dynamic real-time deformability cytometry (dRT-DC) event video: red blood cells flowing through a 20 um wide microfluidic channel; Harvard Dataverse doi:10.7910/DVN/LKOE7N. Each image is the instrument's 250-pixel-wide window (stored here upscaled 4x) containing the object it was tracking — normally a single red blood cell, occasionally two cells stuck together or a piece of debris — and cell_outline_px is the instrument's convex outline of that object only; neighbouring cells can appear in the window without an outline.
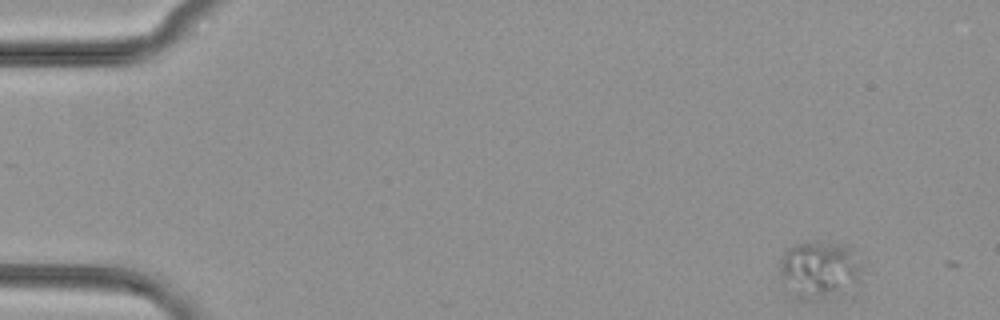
{"species": "common noctule bat (a hibernating species)", "species_latin": "Nyctalus noctula", "temperature_condition": "cold", "stored_images_in_passage": 5, "camera_frame_rate_fps": 3000, "um_per_image_px": 0.085, "animal": {"sex": "female", "body_mass_g": 29.2, "forearm_length_mm": 56.3}, "frame": {"image": 1, "passage_image": 1, "time_ms": 0.0, "image_size_px": [1000, 320], "cell_outline_px": [[864, 284], [856, 296], [840, 300], [808, 304], [784, 300], [780, 272], [780, 260], [784, 252], [788, 248], [804, 240], [812, 240], [848, 244], [864, 264]], "centroid_in_image_um": [69.75, 23.15], "position_along_channel_um": 15.2, "area_um2": 32.66}}